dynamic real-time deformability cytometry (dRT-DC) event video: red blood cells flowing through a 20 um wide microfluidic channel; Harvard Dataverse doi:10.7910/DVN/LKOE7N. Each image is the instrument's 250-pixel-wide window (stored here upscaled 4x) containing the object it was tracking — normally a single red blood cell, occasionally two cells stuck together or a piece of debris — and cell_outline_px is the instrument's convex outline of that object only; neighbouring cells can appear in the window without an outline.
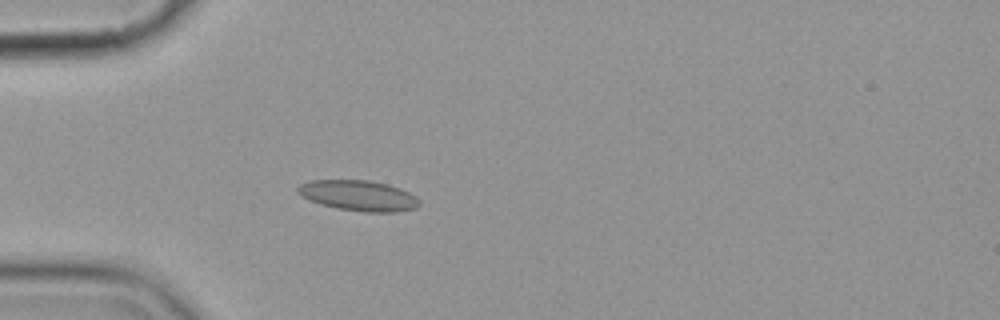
{"species": "common noctule bat (a hibernating species)", "species_latin": "Nyctalus noctula", "temperature_condition": "cold", "stored_images_in_passage": 1, "camera_frame_rate_fps": 3000, "um_per_image_px": 0.085, "animal": {"sex": "female", "body_mass_g": 19.9}, "frame": {"image": 1, "passage_image": 1, "time_ms": 0.0, "image_size_px": [1000, 320], "cell_outline_px": [[420, 204], [416, 208], [396, 212], [364, 212], [336, 208], [320, 204], [296, 192], [296, 188], [300, 184], [308, 180], [368, 180], [388, 184], [400, 188], [416, 196], [420, 200]], "centroid_in_image_um": [30.49, 16.62], "position_along_channel_um": 54.5, "area_um2": 21.68}}